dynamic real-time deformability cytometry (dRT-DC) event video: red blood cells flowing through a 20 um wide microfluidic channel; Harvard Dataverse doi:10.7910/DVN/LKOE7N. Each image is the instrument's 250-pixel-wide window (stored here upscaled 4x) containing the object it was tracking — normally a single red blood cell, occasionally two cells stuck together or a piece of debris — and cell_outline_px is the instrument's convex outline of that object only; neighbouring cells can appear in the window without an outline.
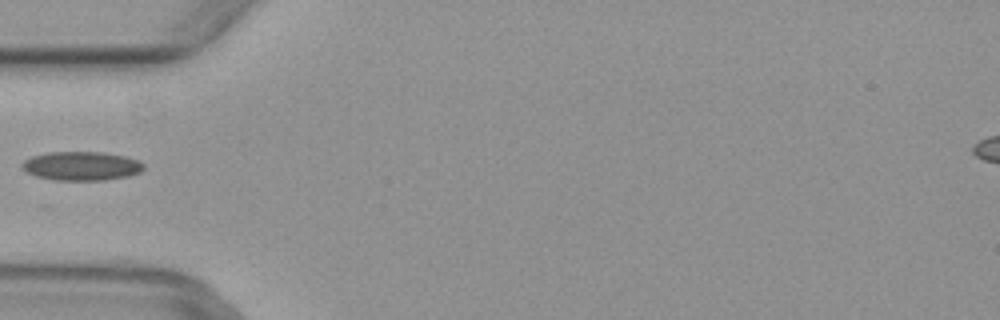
{"species": "common noctule bat (a hibernating species)", "species_latin": "Nyctalus noctula", "temperature_condition": "warm", "stored_images_in_passage": 5, "camera_frame_rate_fps": 3000, "um_per_image_px": 0.085, "animal": {"sex": "female", "body_mass_g": 29.2, "forearm_length_mm": 56.3}, "frame": {"image": 1, "passage_image": 5, "time_ms": 1.333, "image_size_px": [1000, 320], "cell_outline_px": [[144, 168], [140, 172], [128, 176], [104, 180], [52, 180], [36, 176], [20, 168], [20, 164], [24, 160], [32, 156], [48, 152], [104, 152], [124, 156], [136, 160], [144, 164]], "centroid_in_image_um": [6.89, 14.11], "position_along_channel_um": 78.1, "area_um2": 20.52}}